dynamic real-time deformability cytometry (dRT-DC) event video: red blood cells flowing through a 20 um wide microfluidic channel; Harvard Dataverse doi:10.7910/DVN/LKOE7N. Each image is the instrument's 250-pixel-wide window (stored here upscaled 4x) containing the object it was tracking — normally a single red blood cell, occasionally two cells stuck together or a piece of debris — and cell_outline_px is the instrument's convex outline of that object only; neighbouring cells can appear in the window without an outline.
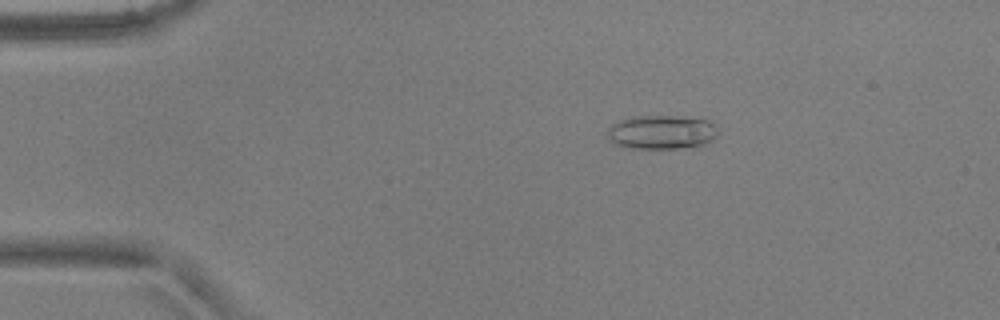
{"species": "common noctule bat (a hibernating species)", "species_latin": "Nyctalus noctula", "temperature_condition": "warm", "stored_images_in_passage": 5, "camera_frame_rate_fps": 3000, "um_per_image_px": 0.085, "animal": {"sex": "male", "body_mass_g": 17.9, "forearm_length_mm": 54.2}, "frame": {"image": 1, "passage_image": 3, "time_ms": 0.667, "image_size_px": [1000, 320], "cell_outline_px": [[716, 136], [712, 140], [700, 144], [676, 148], [628, 148], [612, 144], [608, 140], [608, 128], [612, 124], [620, 120], [632, 116], [672, 116], [708, 120], [716, 128]], "centroid_in_image_um": [56.14, 11.23], "position_along_channel_um": 28.9, "area_um2": 21.62}}